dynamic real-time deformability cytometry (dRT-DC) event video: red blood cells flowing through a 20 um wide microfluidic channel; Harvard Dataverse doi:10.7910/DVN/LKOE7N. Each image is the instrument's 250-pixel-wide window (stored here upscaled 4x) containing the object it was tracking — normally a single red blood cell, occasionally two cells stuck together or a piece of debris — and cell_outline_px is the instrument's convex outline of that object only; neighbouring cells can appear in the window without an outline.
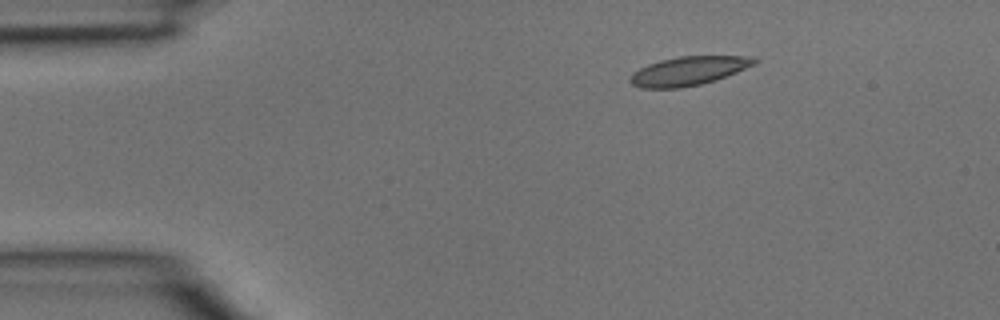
{"species": "common noctule bat (a hibernating species)", "species_latin": "Nyctalus noctula", "temperature_condition": "room temperature", "stored_images_in_passage": 3, "segment_of_instrument_passage": [1, 2], "camera_frame_rate_fps": 3000, "um_per_image_px": 0.085, "animal": {"sex": "male", "body_mass_g": 15.6}, "frame": {"image": 1, "passage_image": 1, "time_ms": 0.0, "image_size_px": [1000, 320], "cell_outline_px": [[760, 60], [756, 64], [716, 80], [700, 84], [680, 88], [640, 88], [632, 84], [628, 80], [632, 72], [648, 64], [660, 60], [680, 56], [756, 56]], "centroid_in_image_um": [58.54, 6.02], "position_along_channel_um": 26.5, "area_um2": 21.04}}